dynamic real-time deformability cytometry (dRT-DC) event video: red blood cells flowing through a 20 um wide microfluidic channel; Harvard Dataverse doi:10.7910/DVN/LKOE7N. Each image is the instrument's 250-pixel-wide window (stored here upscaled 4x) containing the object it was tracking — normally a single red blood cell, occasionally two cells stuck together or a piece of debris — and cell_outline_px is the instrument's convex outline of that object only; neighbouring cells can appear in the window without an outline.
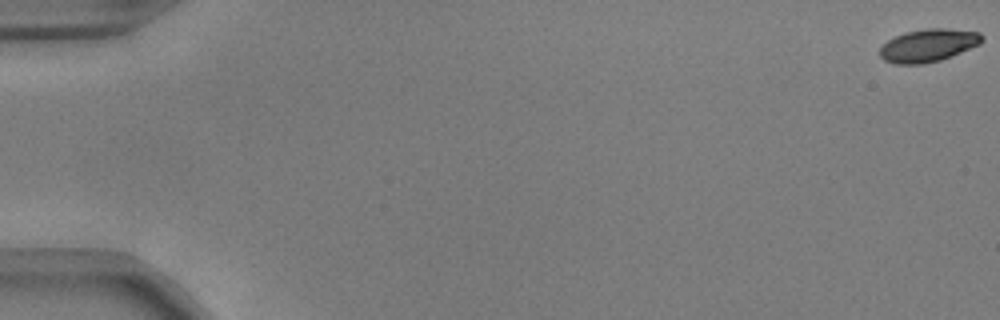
{"species": "common noctule bat (a hibernating species)", "species_latin": "Nyctalus noctula", "temperature_condition": "warm", "stored_images_in_passage": 52, "camera_frame_rate_fps": 3000, "um_per_image_px": 0.085, "animal": {"sex": "male", "body_mass_g": 17.9, "forearm_length_mm": 54.2}, "frame": {"image": 1, "passage_image": 1, "time_ms": 0.0, "image_size_px": [1000, 320], "cell_outline_px": [[984, 40], [980, 44], [940, 60], [924, 64], [896, 64], [884, 60], [880, 56], [880, 48], [888, 40], [896, 36], [908, 32], [928, 28], [944, 28], [980, 32], [984, 36]], "centroid_in_image_um": [78.93, 3.86], "position_along_channel_um": 6.1, "area_um2": 19.36}}
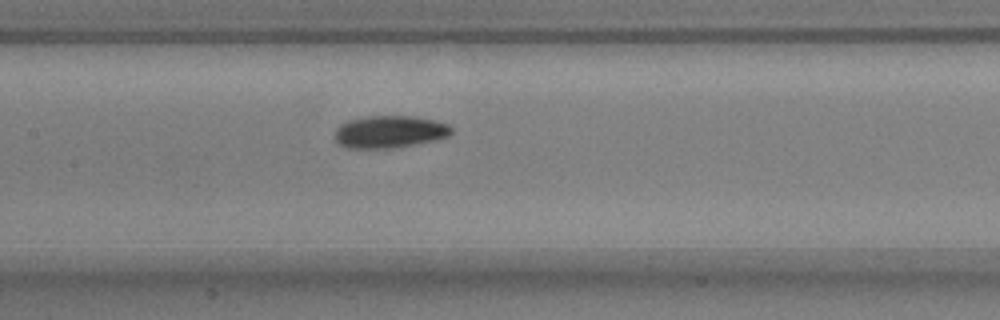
{"frame": {"image": 2, "passage_image": 28, "time_ms": 9.0, "image_size_px": [1000, 320], "cell_outline_px": [[452, 132], [448, 136], [436, 140], [396, 148], [344, 148], [336, 144], [332, 136], [336, 128], [340, 124], [348, 120], [368, 116], [412, 116], [432, 120], [448, 124], [452, 128]], "centroid_in_image_um": [33.04, 11.22], "position_along_channel_um": 174.4, "area_um2": 22.31}}
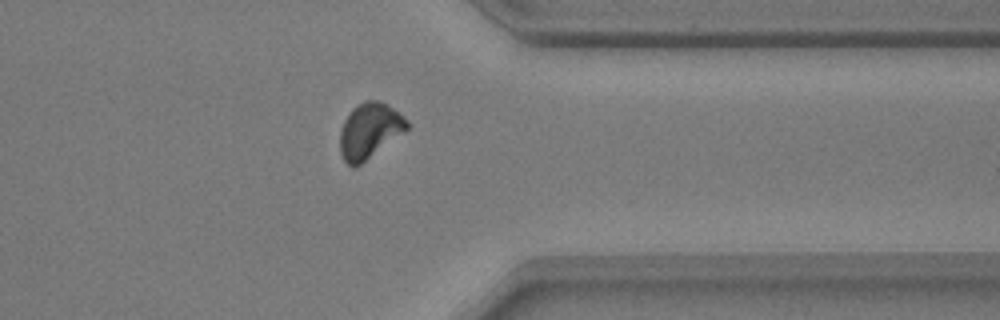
{"frame": {"image": 3, "passage_image": 45, "time_ms": 14.667, "image_size_px": [1000, 320], "cell_outline_px": [[408, 128], [404, 132], [356, 168], [352, 168], [344, 160], [340, 152], [340, 128], [344, 120], [352, 108], [364, 100], [376, 100], [392, 108], [408, 120]], "centroid_in_image_um": [31.38, 11.13], "position_along_channel_um": 380.0, "area_um2": 21.56}}